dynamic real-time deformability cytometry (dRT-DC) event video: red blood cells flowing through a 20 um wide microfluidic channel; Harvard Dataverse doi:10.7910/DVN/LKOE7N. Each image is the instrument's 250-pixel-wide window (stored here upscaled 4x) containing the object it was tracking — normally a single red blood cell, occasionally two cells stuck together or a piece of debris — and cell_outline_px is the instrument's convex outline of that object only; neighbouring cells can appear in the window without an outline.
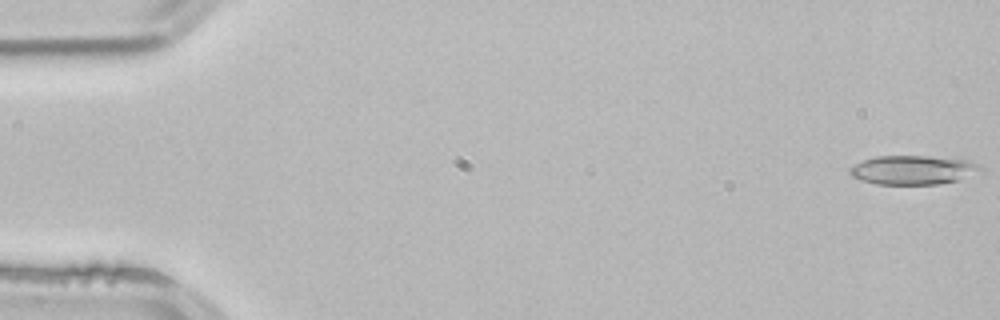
{"species": "common noctule bat (a hibernating species)", "species_latin": "Nyctalus noctula", "temperature_condition": "room temperature", "stored_images_in_passage": 52, "camera_frame_rate_fps": 3000, "um_per_image_px": 0.085, "animal": {"sex": "male", "body_mass_g": 21.5, "forearm_length_mm": 52.0}, "frame": {"image": 1, "passage_image": 1, "time_ms": 0.0, "image_size_px": [1000, 320], "cell_outline_px": [[980, 168], [956, 180], [936, 184], [876, 184], [860, 180], [852, 176], [848, 172], [848, 168], [864, 160], [876, 156], [928, 156], [972, 160], [980, 164]], "centroid_in_image_um": [77.52, 14.43], "position_along_channel_um": 7.5, "area_um2": 21.73}}
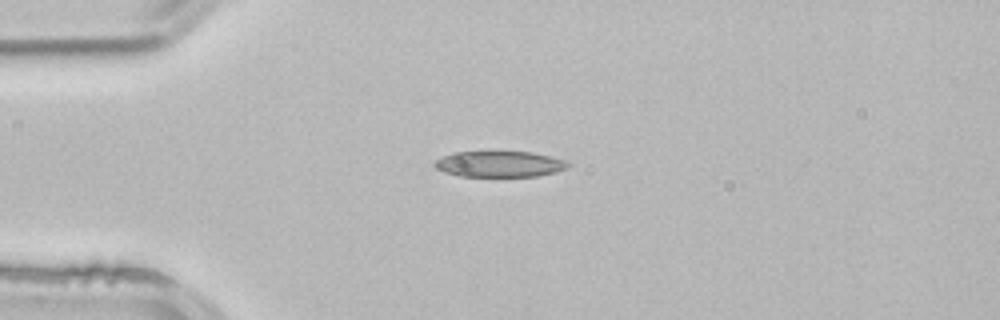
{"frame": {"image": 2, "passage_image": 13, "time_ms": 4.0, "image_size_px": [1000, 320], "cell_outline_px": [[568, 168], [556, 172], [536, 176], [460, 176], [444, 172], [436, 168], [432, 164], [436, 160], [452, 152], [532, 152], [564, 160], [568, 164]], "centroid_in_image_um": [42.43, 13.95], "position_along_channel_um": 42.6, "area_um2": 19.94}}
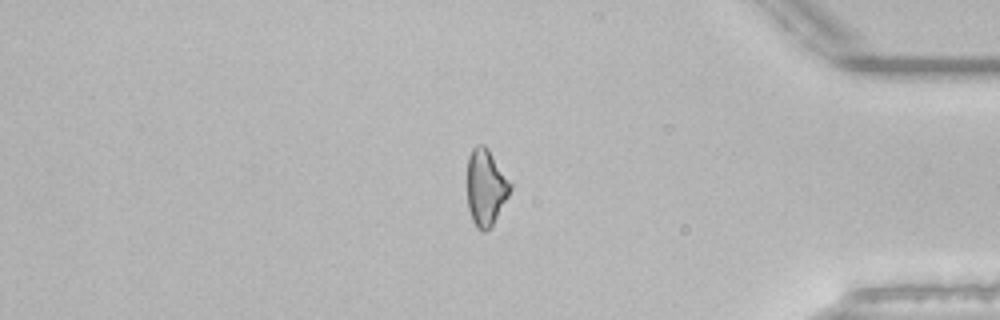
{"frame": {"image": 3, "passage_image": 44, "time_ms": 14.333, "image_size_px": [1000, 320], "cell_outline_px": [[512, 188], [508, 196], [492, 224], [484, 232], [480, 232], [476, 228], [472, 220], [468, 208], [468, 156], [472, 148], [476, 144], [484, 144], [488, 148], [512, 184]], "centroid_in_image_um": [41.28, 15.91], "position_along_channel_um": 393.9, "area_um2": 19.07}, "authors_computed_cell_mechanics": {"area_um2": 20.3456, "velocity_mm_per_s": 3.894, "shape_relaxation_time_tau1_ms": null, "shape_relaxation_time_tau2_ms": 4.6419, "deformation_change_tau1": null, "deformation_change_tau2": 0.1386}}